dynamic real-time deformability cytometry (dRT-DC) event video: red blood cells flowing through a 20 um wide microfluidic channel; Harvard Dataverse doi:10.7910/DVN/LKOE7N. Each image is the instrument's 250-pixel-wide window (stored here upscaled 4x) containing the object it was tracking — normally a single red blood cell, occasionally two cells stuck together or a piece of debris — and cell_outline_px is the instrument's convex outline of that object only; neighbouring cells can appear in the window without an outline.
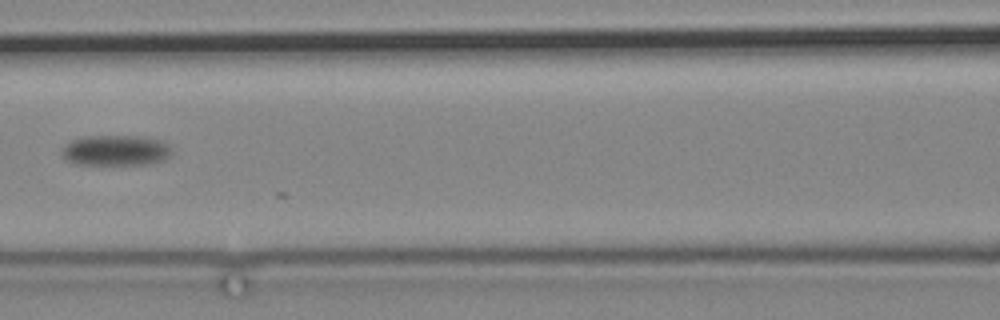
{"species": "common noctule bat (a hibernating species)", "species_latin": "Nyctalus noctula", "temperature_condition": "cold", "stored_images_in_passage": 6, "camera_frame_rate_fps": 3000, "um_per_image_px": 0.085, "animal": {"sex": "male", "body_mass_g": 19.2, "forearm_length_mm": 51.8}, "frame": {"image": 1, "passage_image": 4, "time_ms": 3.333, "image_size_px": [1000, 320], "cell_outline_px": [[172, 152], [164, 160], [152, 164], [76, 164], [64, 160], [60, 152], [64, 144], [72, 140], [84, 136], [140, 136], [160, 140], [168, 144], [172, 148]], "centroid_in_image_um": [9.81, 12.78], "position_along_channel_um": 156.8, "area_um2": 19.83}}
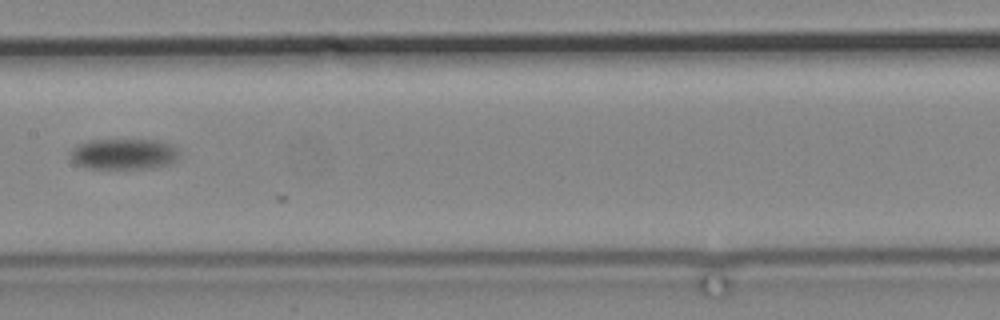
{"frame": {"image": 2, "passage_image": 5, "time_ms": 4.667, "image_size_px": [1000, 320], "cell_outline_px": [[180, 156], [176, 160], [168, 164], [156, 168], [88, 168], [76, 164], [72, 160], [68, 152], [72, 148], [88, 140], [160, 140], [172, 144], [180, 152]], "centroid_in_image_um": [10.54, 13.09], "position_along_channel_um": 196.9, "area_um2": 19.77}}